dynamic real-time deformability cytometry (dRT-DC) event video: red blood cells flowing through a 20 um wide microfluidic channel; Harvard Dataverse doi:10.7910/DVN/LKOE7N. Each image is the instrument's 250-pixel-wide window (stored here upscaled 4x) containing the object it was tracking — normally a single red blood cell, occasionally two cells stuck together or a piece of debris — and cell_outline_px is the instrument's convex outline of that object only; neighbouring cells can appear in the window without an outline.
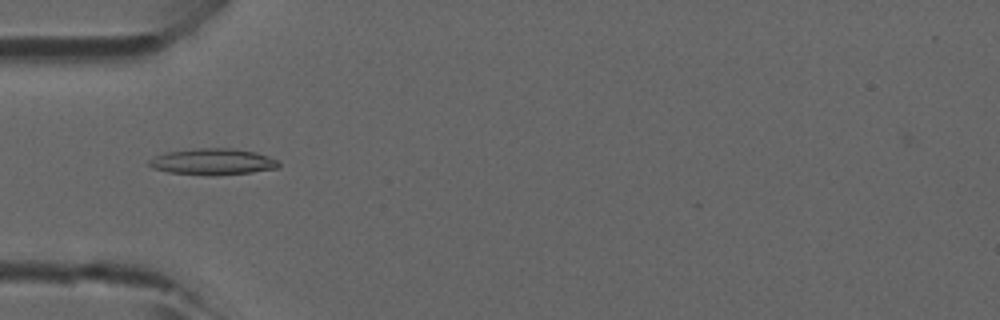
{"species": "common noctule bat (a hibernating species)", "species_latin": "Nyctalus noctula", "temperature_condition": "room temperature", "stored_images_in_passage": 5, "camera_frame_rate_fps": 3000, "um_per_image_px": 0.085, "animal": {"sex": "male", "forearm_length_mm": 52.5}, "frame": {"image": 1, "passage_image": 4, "time_ms": 1.0, "image_size_px": [1000, 320], "cell_outline_px": [[280, 168], [252, 172], [216, 176], [212, 176], [168, 172], [152, 168], [148, 164], [148, 160], [156, 156], [168, 152], [196, 148], [232, 148], [256, 152], [268, 156], [276, 160], [280, 164]], "centroid_in_image_um": [18.1, 13.75], "position_along_channel_um": 66.9, "area_um2": 20.0}}
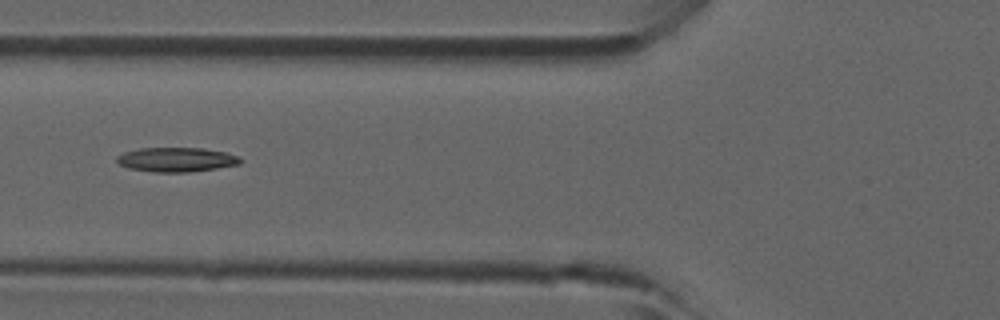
{"frame": {"image": 2, "passage_image": 5, "time_ms": 1.333, "image_size_px": [1000, 320], "cell_outline_px": [[244, 160], [240, 164], [216, 168], [188, 172], [156, 172], [128, 168], [120, 164], [116, 160], [116, 156], [124, 152], [140, 148], [204, 148], [224, 152], [240, 156]], "centroid_in_image_um": [15.02, 13.56], "position_along_channel_um": 110.8, "area_um2": 17.57}}